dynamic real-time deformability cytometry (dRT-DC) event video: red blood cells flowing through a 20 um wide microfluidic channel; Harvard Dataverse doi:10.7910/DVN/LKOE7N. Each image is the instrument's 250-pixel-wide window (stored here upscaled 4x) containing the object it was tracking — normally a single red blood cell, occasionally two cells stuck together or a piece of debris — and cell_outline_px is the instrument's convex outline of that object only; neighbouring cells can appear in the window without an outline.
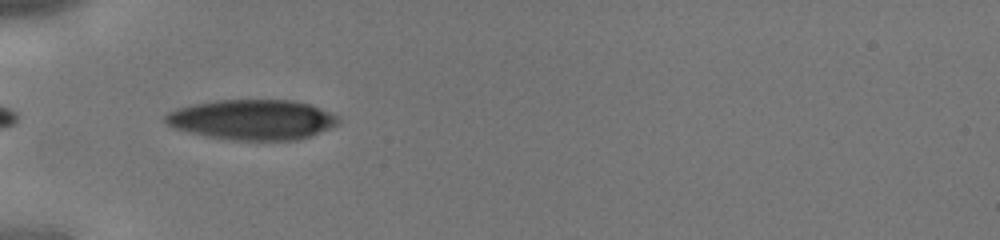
{"species": "human", "species_latin": "Homo sapiens", "temperature_condition": "cold", "stored_images_in_passage": 29, "camera_frame_rate_fps": 3000, "um_per_image_px": 0.085, "donor": {"sex": "male"}, "frame": {"image": 1, "passage_image": 1, "time_ms": 0.0, "image_size_px": [1000, 240], "cell_outline_px": [[340, 120], [336, 124], [328, 128], [300, 140], [232, 140], [208, 136], [188, 132], [172, 128], [164, 120], [164, 116], [168, 112], [180, 108], [196, 104], [216, 100], [292, 100], [308, 104], [340, 116]], "centroid_in_image_um": [21.44, 10.17], "position_along_channel_um": 63.6, "area_um2": 40.23}}
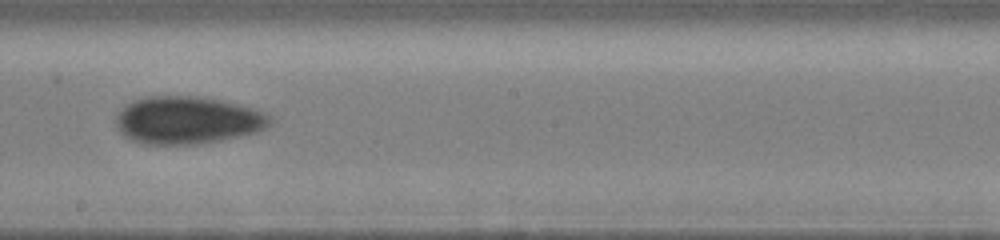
{"frame": {"image": 2, "passage_image": 12, "time_ms": 3.667, "image_size_px": [1000, 240], "cell_outline_px": [[272, 124], [256, 132], [240, 136], [220, 140], [196, 144], [144, 144], [132, 140], [124, 136], [120, 132], [116, 124], [116, 116], [128, 104], [136, 100], [148, 96], [196, 96], [220, 100], [252, 108], [268, 116], [272, 120]], "centroid_in_image_um": [15.92, 10.22], "position_along_channel_um": 232.3, "area_um2": 42.19}}
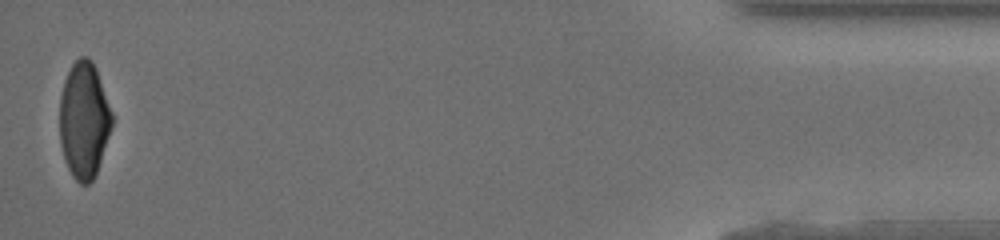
{"frame": {"image": 3, "passage_image": 29, "time_ms": 9.333, "image_size_px": [1000, 240], "cell_outline_px": [[112, 124], [96, 172], [92, 180], [88, 184], [80, 184], [72, 176], [68, 168], [60, 144], [60, 96], [64, 80], [72, 64], [80, 56], [88, 56], [92, 60], [96, 68], [112, 112]], "centroid_in_image_um": [7.12, 10.18], "position_along_channel_um": 428.1, "area_um2": 35.14}}